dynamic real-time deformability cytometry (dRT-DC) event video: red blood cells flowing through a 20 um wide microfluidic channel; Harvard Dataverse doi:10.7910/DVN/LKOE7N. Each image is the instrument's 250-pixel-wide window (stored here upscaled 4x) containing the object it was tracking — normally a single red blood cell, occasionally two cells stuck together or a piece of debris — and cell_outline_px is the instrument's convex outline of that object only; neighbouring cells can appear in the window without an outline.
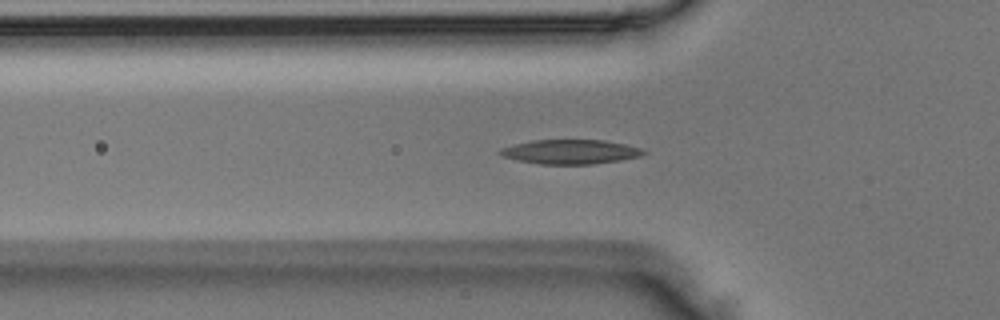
{"species": "Egyptian fruit bat (a non-hibernating species)", "species_latin": "Rousettus aegyptiacus", "temperature_condition": "room temperature", "stored_images_in_passage": 39, "camera_frame_rate_fps": 3000, "um_per_image_px": 0.085, "animal": {"sex": "male"}, "frame": {"image": 1, "passage_image": 10, "time_ms": 3.0, "image_size_px": [1000, 320], "cell_outline_px": [[648, 152], [640, 156], [620, 160], [592, 164], [540, 164], [520, 160], [504, 156], [496, 152], [500, 148], [532, 140], [604, 140], [624, 144], [640, 148]], "centroid_in_image_um": [48.49, 12.9], "position_along_channel_um": 77.3, "area_um2": 20.17}}
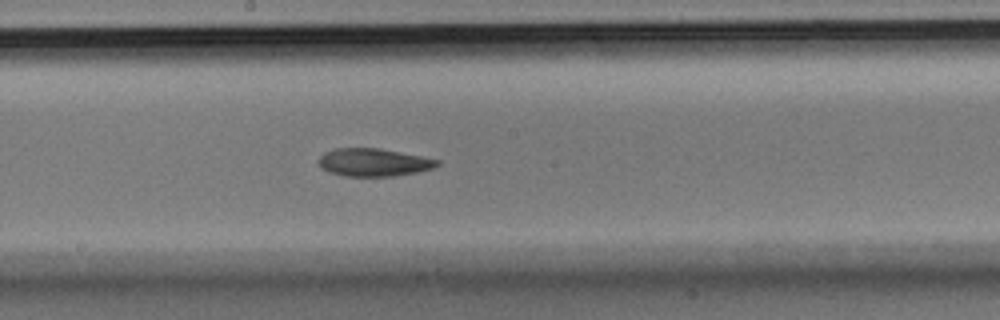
{"frame": {"image": 2, "passage_image": 20, "time_ms": 6.333, "image_size_px": [1000, 320], "cell_outline_px": [[440, 164], [432, 168], [416, 172], [392, 176], [344, 176], [328, 172], [320, 168], [320, 156], [324, 152], [336, 148], [380, 148], [440, 160]], "centroid_in_image_um": [31.73, 13.8], "position_along_channel_um": 216.5, "area_um2": 19.13}}
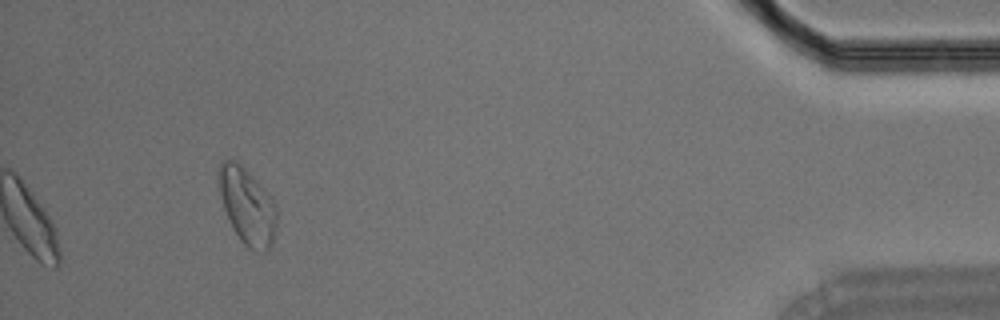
{"frame": {"image": 3, "passage_image": 39, "time_ms": 12.667, "image_size_px": [1000, 320], "cell_outline_px": [[276, 228], [272, 244], [264, 252], [256, 252], [248, 248], [240, 240], [232, 228], [228, 220], [224, 208], [216, 176], [216, 168], [220, 160], [236, 160], [272, 196], [276, 204]], "centroid_in_image_um": [20.99, 17.5], "position_along_channel_um": 414.2, "area_um2": 26.24}}